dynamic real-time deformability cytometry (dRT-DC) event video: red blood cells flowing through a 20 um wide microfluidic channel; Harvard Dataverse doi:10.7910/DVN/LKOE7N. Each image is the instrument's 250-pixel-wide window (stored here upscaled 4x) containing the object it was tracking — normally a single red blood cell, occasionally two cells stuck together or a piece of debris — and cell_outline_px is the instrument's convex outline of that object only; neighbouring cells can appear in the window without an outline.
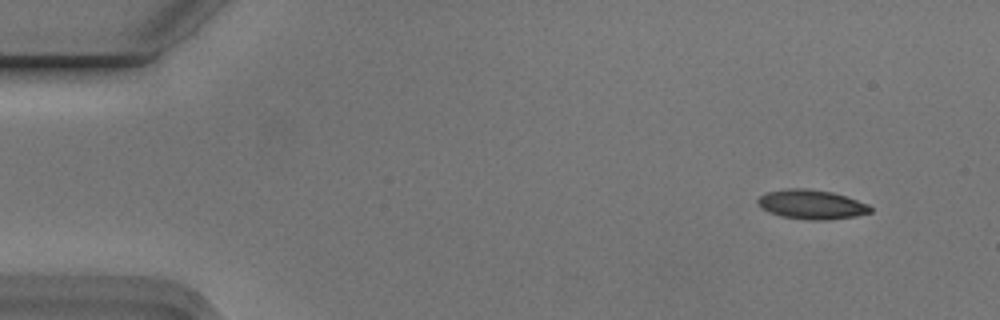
{"species": "Egyptian fruit bat (a non-hibernating species)", "species_latin": "Rousettus aegyptiacus", "temperature_condition": "cold", "stored_images_in_passage": 5, "camera_frame_rate_fps": 3000, "um_per_image_px": 0.085, "animal": {"sex": "male"}, "frame": {"image": 1, "passage_image": 2, "time_ms": 0.333, "image_size_px": [1000, 320], "cell_outline_px": [[872, 212], [856, 216], [828, 220], [808, 220], [780, 216], [768, 212], [760, 208], [756, 204], [756, 200], [760, 196], [768, 192], [788, 188], [808, 188], [832, 192], [868, 204], [872, 208]], "centroid_in_image_um": [68.94, 17.38], "position_along_channel_um": 16.1, "area_um2": 19.42}}